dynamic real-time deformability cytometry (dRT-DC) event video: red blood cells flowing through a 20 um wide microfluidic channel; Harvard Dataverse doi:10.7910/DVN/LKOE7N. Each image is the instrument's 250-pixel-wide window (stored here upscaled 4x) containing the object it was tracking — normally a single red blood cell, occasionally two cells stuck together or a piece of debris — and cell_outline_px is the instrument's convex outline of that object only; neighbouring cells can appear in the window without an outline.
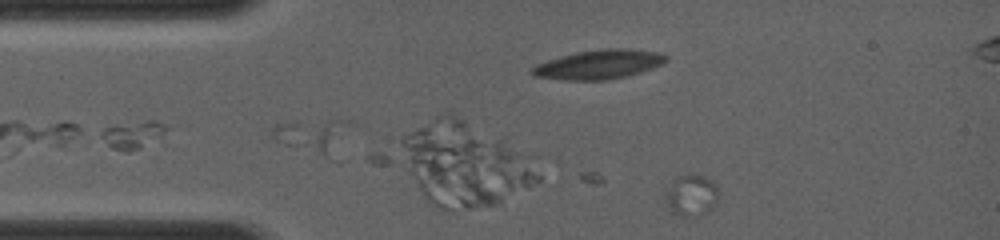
{"species": "common noctule bat (a hibernating species)", "species_latin": "Nyctalus noctula", "temperature_condition": "room temperature", "stored_images_in_passage": 24, "camera_frame_rate_fps": 4000, "um_per_image_px": 0.085, "animal": {"sex": "female", "body_mass_g": 19.0, "forearm_length_mm": 56.7}, "frame": {"image": 1, "passage_image": 1, "time_ms": 0.0, "image_size_px": [1000, 240], "cell_outline_px": [[716, 204], [712, 208], [700, 216], [676, 216], [672, 212], [664, 200], [664, 196], [672, 180], [676, 176], [688, 172], [704, 176], [712, 180], [716, 184]], "centroid_in_image_um": [58.72, 16.58], "position_along_channel_um": 26.3, "area_um2": 13.12}}
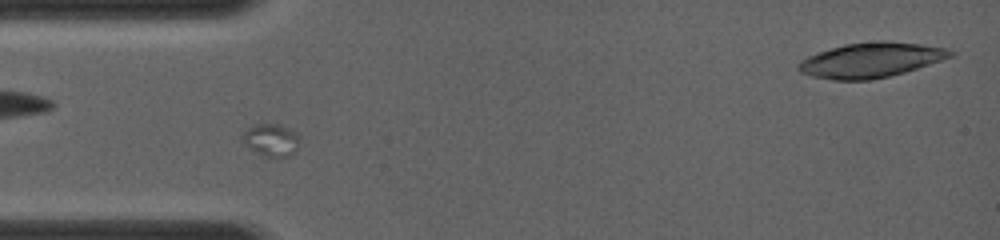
{"frame": {"image": 2, "passage_image": 16, "time_ms": 2.0, "image_size_px": [1000, 240], "cell_outline_px": [[300, 140], [292, 152], [288, 156], [268, 156], [256, 152], [244, 144], [244, 132], [248, 128], [256, 124], [276, 124], [288, 128], [296, 132]], "centroid_in_image_um": [23.05, 11.87], "position_along_channel_um": 62.0, "area_um2": 10.29}}